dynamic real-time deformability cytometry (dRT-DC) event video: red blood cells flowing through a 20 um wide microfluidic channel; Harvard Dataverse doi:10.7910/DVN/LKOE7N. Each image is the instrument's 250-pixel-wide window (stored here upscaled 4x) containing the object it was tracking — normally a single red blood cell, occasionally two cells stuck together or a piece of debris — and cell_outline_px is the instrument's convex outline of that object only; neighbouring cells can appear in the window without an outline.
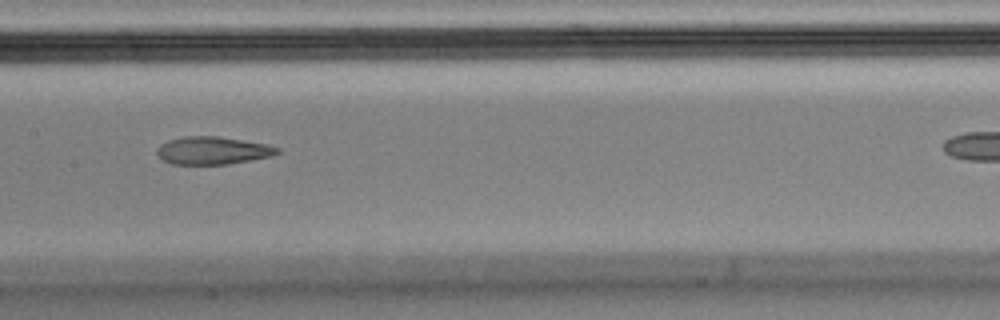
{"species": "Egyptian fruit bat (a non-hibernating species)", "species_latin": "Rousettus aegyptiacus", "temperature_condition": "cold", "stored_images_in_passage": 13, "camera_frame_rate_fps": 3000, "um_per_image_px": 0.085, "animal": {"sex": "male"}, "frame": {"image": 1, "passage_image": 6, "time_ms": 1.667, "image_size_px": [1000, 320], "cell_outline_px": [[280, 152], [268, 156], [228, 164], [172, 164], [160, 160], [156, 152], [156, 148], [160, 144], [168, 140], [184, 136], [220, 136], [268, 144], [280, 148]], "centroid_in_image_um": [18.02, 12.78], "position_along_channel_um": 189.4, "area_um2": 19.54}}
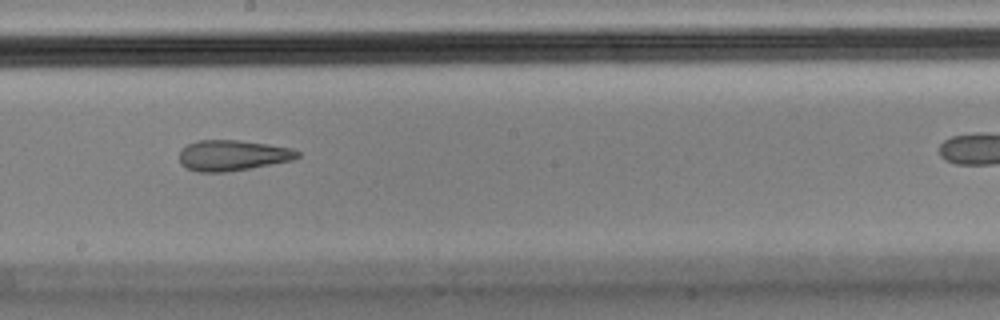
{"frame": {"image": 2, "passage_image": 8, "time_ms": 2.333, "image_size_px": [1000, 320], "cell_outline_px": [[300, 156], [292, 160], [248, 168], [224, 172], [196, 172], [180, 164], [180, 148], [188, 144], [200, 140], [240, 140], [268, 144], [292, 148], [300, 152]], "centroid_in_image_um": [19.75, 13.2], "position_along_channel_um": 228.5, "area_um2": 21.04}}